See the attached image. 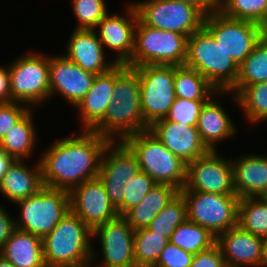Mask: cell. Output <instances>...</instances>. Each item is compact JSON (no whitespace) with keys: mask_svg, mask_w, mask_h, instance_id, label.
I'll list each match as a JSON object with an SVG mask.
<instances>
[{"mask_svg":"<svg viewBox=\"0 0 267 267\" xmlns=\"http://www.w3.org/2000/svg\"><path fill=\"white\" fill-rule=\"evenodd\" d=\"M139 171L131 149L123 141H110L102 155L98 178L116 209L123 203L129 183Z\"/></svg>","mask_w":267,"mask_h":267,"instance_id":"obj_14","label":"cell"},{"mask_svg":"<svg viewBox=\"0 0 267 267\" xmlns=\"http://www.w3.org/2000/svg\"><path fill=\"white\" fill-rule=\"evenodd\" d=\"M203 27L238 65L267 33L255 22L227 17L219 10L205 16Z\"/></svg>","mask_w":267,"mask_h":267,"instance_id":"obj_10","label":"cell"},{"mask_svg":"<svg viewBox=\"0 0 267 267\" xmlns=\"http://www.w3.org/2000/svg\"><path fill=\"white\" fill-rule=\"evenodd\" d=\"M264 238L236 225L216 237L227 267H262Z\"/></svg>","mask_w":267,"mask_h":267,"instance_id":"obj_19","label":"cell"},{"mask_svg":"<svg viewBox=\"0 0 267 267\" xmlns=\"http://www.w3.org/2000/svg\"><path fill=\"white\" fill-rule=\"evenodd\" d=\"M9 72L12 102H20L32 108L31 106L49 100L48 55L26 53L10 64Z\"/></svg>","mask_w":267,"mask_h":267,"instance_id":"obj_9","label":"cell"},{"mask_svg":"<svg viewBox=\"0 0 267 267\" xmlns=\"http://www.w3.org/2000/svg\"><path fill=\"white\" fill-rule=\"evenodd\" d=\"M263 202L267 203V189L259 197Z\"/></svg>","mask_w":267,"mask_h":267,"instance_id":"obj_49","label":"cell"},{"mask_svg":"<svg viewBox=\"0 0 267 267\" xmlns=\"http://www.w3.org/2000/svg\"><path fill=\"white\" fill-rule=\"evenodd\" d=\"M207 101L208 100H188L176 97L164 119L183 125L197 126L201 109Z\"/></svg>","mask_w":267,"mask_h":267,"instance_id":"obj_39","label":"cell"},{"mask_svg":"<svg viewBox=\"0 0 267 267\" xmlns=\"http://www.w3.org/2000/svg\"><path fill=\"white\" fill-rule=\"evenodd\" d=\"M149 130L185 163L194 161L210 151L202 142L196 126L161 119L151 125Z\"/></svg>","mask_w":267,"mask_h":267,"instance_id":"obj_20","label":"cell"},{"mask_svg":"<svg viewBox=\"0 0 267 267\" xmlns=\"http://www.w3.org/2000/svg\"><path fill=\"white\" fill-rule=\"evenodd\" d=\"M72 10L78 25L75 29L94 30L108 14L105 0H72Z\"/></svg>","mask_w":267,"mask_h":267,"instance_id":"obj_37","label":"cell"},{"mask_svg":"<svg viewBox=\"0 0 267 267\" xmlns=\"http://www.w3.org/2000/svg\"><path fill=\"white\" fill-rule=\"evenodd\" d=\"M149 128L142 115L139 74L132 67L117 64L113 101L108 105L104 119L92 131L110 141H123Z\"/></svg>","mask_w":267,"mask_h":267,"instance_id":"obj_2","label":"cell"},{"mask_svg":"<svg viewBox=\"0 0 267 267\" xmlns=\"http://www.w3.org/2000/svg\"><path fill=\"white\" fill-rule=\"evenodd\" d=\"M238 226L248 233L267 238V203L260 198H240Z\"/></svg>","mask_w":267,"mask_h":267,"instance_id":"obj_34","label":"cell"},{"mask_svg":"<svg viewBox=\"0 0 267 267\" xmlns=\"http://www.w3.org/2000/svg\"><path fill=\"white\" fill-rule=\"evenodd\" d=\"M210 150L187 163L186 183L180 191H201L220 195H236L232 159Z\"/></svg>","mask_w":267,"mask_h":267,"instance_id":"obj_13","label":"cell"},{"mask_svg":"<svg viewBox=\"0 0 267 267\" xmlns=\"http://www.w3.org/2000/svg\"><path fill=\"white\" fill-rule=\"evenodd\" d=\"M29 106L20 102L0 104V141L29 110Z\"/></svg>","mask_w":267,"mask_h":267,"instance_id":"obj_40","label":"cell"},{"mask_svg":"<svg viewBox=\"0 0 267 267\" xmlns=\"http://www.w3.org/2000/svg\"><path fill=\"white\" fill-rule=\"evenodd\" d=\"M175 96L188 100H209L213 95L224 96L227 91H218L197 70L185 65L174 66Z\"/></svg>","mask_w":267,"mask_h":267,"instance_id":"obj_28","label":"cell"},{"mask_svg":"<svg viewBox=\"0 0 267 267\" xmlns=\"http://www.w3.org/2000/svg\"><path fill=\"white\" fill-rule=\"evenodd\" d=\"M131 4V5H130ZM125 16L119 13L107 14L94 28L102 46L116 52L115 63L127 64L134 50L135 29L138 15L130 2Z\"/></svg>","mask_w":267,"mask_h":267,"instance_id":"obj_17","label":"cell"},{"mask_svg":"<svg viewBox=\"0 0 267 267\" xmlns=\"http://www.w3.org/2000/svg\"><path fill=\"white\" fill-rule=\"evenodd\" d=\"M262 267H267V238H264V243H263Z\"/></svg>","mask_w":267,"mask_h":267,"instance_id":"obj_47","label":"cell"},{"mask_svg":"<svg viewBox=\"0 0 267 267\" xmlns=\"http://www.w3.org/2000/svg\"><path fill=\"white\" fill-rule=\"evenodd\" d=\"M28 168L24 160H15L0 183V193L11 202L28 198L37 193L43 186L40 161Z\"/></svg>","mask_w":267,"mask_h":267,"instance_id":"obj_24","label":"cell"},{"mask_svg":"<svg viewBox=\"0 0 267 267\" xmlns=\"http://www.w3.org/2000/svg\"><path fill=\"white\" fill-rule=\"evenodd\" d=\"M219 11L227 17L255 22L267 30V0H220Z\"/></svg>","mask_w":267,"mask_h":267,"instance_id":"obj_36","label":"cell"},{"mask_svg":"<svg viewBox=\"0 0 267 267\" xmlns=\"http://www.w3.org/2000/svg\"><path fill=\"white\" fill-rule=\"evenodd\" d=\"M16 159L0 148V183L11 164Z\"/></svg>","mask_w":267,"mask_h":267,"instance_id":"obj_46","label":"cell"},{"mask_svg":"<svg viewBox=\"0 0 267 267\" xmlns=\"http://www.w3.org/2000/svg\"><path fill=\"white\" fill-rule=\"evenodd\" d=\"M170 240L147 227L134 230V258L136 267L154 266Z\"/></svg>","mask_w":267,"mask_h":267,"instance_id":"obj_33","label":"cell"},{"mask_svg":"<svg viewBox=\"0 0 267 267\" xmlns=\"http://www.w3.org/2000/svg\"><path fill=\"white\" fill-rule=\"evenodd\" d=\"M94 237L99 238L103 256L98 267H136L134 229L122 216L96 227Z\"/></svg>","mask_w":267,"mask_h":267,"instance_id":"obj_16","label":"cell"},{"mask_svg":"<svg viewBox=\"0 0 267 267\" xmlns=\"http://www.w3.org/2000/svg\"><path fill=\"white\" fill-rule=\"evenodd\" d=\"M157 185L147 173L139 171L128 186V193L123 198V203L117 208L119 216H123L129 209L138 205L148 192Z\"/></svg>","mask_w":267,"mask_h":267,"instance_id":"obj_38","label":"cell"},{"mask_svg":"<svg viewBox=\"0 0 267 267\" xmlns=\"http://www.w3.org/2000/svg\"><path fill=\"white\" fill-rule=\"evenodd\" d=\"M187 204L188 220L205 227L214 236L238 225L237 195L180 191Z\"/></svg>","mask_w":267,"mask_h":267,"instance_id":"obj_12","label":"cell"},{"mask_svg":"<svg viewBox=\"0 0 267 267\" xmlns=\"http://www.w3.org/2000/svg\"><path fill=\"white\" fill-rule=\"evenodd\" d=\"M188 219L187 204L179 192L165 208L152 220L148 229L170 240L172 233Z\"/></svg>","mask_w":267,"mask_h":267,"instance_id":"obj_35","label":"cell"},{"mask_svg":"<svg viewBox=\"0 0 267 267\" xmlns=\"http://www.w3.org/2000/svg\"><path fill=\"white\" fill-rule=\"evenodd\" d=\"M6 68V69H5ZM12 102L9 66L0 67V104Z\"/></svg>","mask_w":267,"mask_h":267,"instance_id":"obj_44","label":"cell"},{"mask_svg":"<svg viewBox=\"0 0 267 267\" xmlns=\"http://www.w3.org/2000/svg\"><path fill=\"white\" fill-rule=\"evenodd\" d=\"M0 255L15 267H46L42 238L17 228L0 249Z\"/></svg>","mask_w":267,"mask_h":267,"instance_id":"obj_26","label":"cell"},{"mask_svg":"<svg viewBox=\"0 0 267 267\" xmlns=\"http://www.w3.org/2000/svg\"><path fill=\"white\" fill-rule=\"evenodd\" d=\"M134 69L139 74L142 115L150 127L167 116L175 101L174 65H142Z\"/></svg>","mask_w":267,"mask_h":267,"instance_id":"obj_11","label":"cell"},{"mask_svg":"<svg viewBox=\"0 0 267 267\" xmlns=\"http://www.w3.org/2000/svg\"><path fill=\"white\" fill-rule=\"evenodd\" d=\"M234 186L239 198H259L267 189V154L250 153L232 160Z\"/></svg>","mask_w":267,"mask_h":267,"instance_id":"obj_23","label":"cell"},{"mask_svg":"<svg viewBox=\"0 0 267 267\" xmlns=\"http://www.w3.org/2000/svg\"><path fill=\"white\" fill-rule=\"evenodd\" d=\"M15 204L21 210L19 218L15 219V228L42 239L70 211L69 192L45 185L37 193Z\"/></svg>","mask_w":267,"mask_h":267,"instance_id":"obj_7","label":"cell"},{"mask_svg":"<svg viewBox=\"0 0 267 267\" xmlns=\"http://www.w3.org/2000/svg\"><path fill=\"white\" fill-rule=\"evenodd\" d=\"M32 112L29 110L0 141V148L16 160L30 157L35 150L37 133Z\"/></svg>","mask_w":267,"mask_h":267,"instance_id":"obj_29","label":"cell"},{"mask_svg":"<svg viewBox=\"0 0 267 267\" xmlns=\"http://www.w3.org/2000/svg\"><path fill=\"white\" fill-rule=\"evenodd\" d=\"M109 142V139L88 130L75 137L55 138V143L45 148L39 160L43 184L70 192L84 181L97 178Z\"/></svg>","mask_w":267,"mask_h":267,"instance_id":"obj_1","label":"cell"},{"mask_svg":"<svg viewBox=\"0 0 267 267\" xmlns=\"http://www.w3.org/2000/svg\"><path fill=\"white\" fill-rule=\"evenodd\" d=\"M123 142L135 154L140 171L158 184L182 190L186 183L187 163L174 155L149 129L126 137Z\"/></svg>","mask_w":267,"mask_h":267,"instance_id":"obj_5","label":"cell"},{"mask_svg":"<svg viewBox=\"0 0 267 267\" xmlns=\"http://www.w3.org/2000/svg\"><path fill=\"white\" fill-rule=\"evenodd\" d=\"M170 242L195 255L215 245L216 236L205 227L187 219L172 233Z\"/></svg>","mask_w":267,"mask_h":267,"instance_id":"obj_31","label":"cell"},{"mask_svg":"<svg viewBox=\"0 0 267 267\" xmlns=\"http://www.w3.org/2000/svg\"><path fill=\"white\" fill-rule=\"evenodd\" d=\"M179 192L172 185L157 183L138 205L129 209L122 217L134 230L146 228Z\"/></svg>","mask_w":267,"mask_h":267,"instance_id":"obj_27","label":"cell"},{"mask_svg":"<svg viewBox=\"0 0 267 267\" xmlns=\"http://www.w3.org/2000/svg\"><path fill=\"white\" fill-rule=\"evenodd\" d=\"M192 4L199 8L205 15L219 10L220 0H172Z\"/></svg>","mask_w":267,"mask_h":267,"instance_id":"obj_45","label":"cell"},{"mask_svg":"<svg viewBox=\"0 0 267 267\" xmlns=\"http://www.w3.org/2000/svg\"><path fill=\"white\" fill-rule=\"evenodd\" d=\"M50 56V97L57 93L61 97L63 96L72 106L76 107L92 87L96 75L83 70L65 55Z\"/></svg>","mask_w":267,"mask_h":267,"instance_id":"obj_18","label":"cell"},{"mask_svg":"<svg viewBox=\"0 0 267 267\" xmlns=\"http://www.w3.org/2000/svg\"><path fill=\"white\" fill-rule=\"evenodd\" d=\"M138 19L145 25L185 35L187 38L203 27L205 14L192 4L172 0L132 2Z\"/></svg>","mask_w":267,"mask_h":267,"instance_id":"obj_8","label":"cell"},{"mask_svg":"<svg viewBox=\"0 0 267 267\" xmlns=\"http://www.w3.org/2000/svg\"><path fill=\"white\" fill-rule=\"evenodd\" d=\"M64 54L83 70L95 75L110 71L117 63H108L106 53L95 30L74 29Z\"/></svg>","mask_w":267,"mask_h":267,"instance_id":"obj_21","label":"cell"},{"mask_svg":"<svg viewBox=\"0 0 267 267\" xmlns=\"http://www.w3.org/2000/svg\"><path fill=\"white\" fill-rule=\"evenodd\" d=\"M115 67L95 76L92 87L77 104L82 131H92L103 119L110 102L113 101Z\"/></svg>","mask_w":267,"mask_h":267,"instance_id":"obj_22","label":"cell"},{"mask_svg":"<svg viewBox=\"0 0 267 267\" xmlns=\"http://www.w3.org/2000/svg\"><path fill=\"white\" fill-rule=\"evenodd\" d=\"M92 238L93 231L69 211L42 239L46 267H91L96 256Z\"/></svg>","mask_w":267,"mask_h":267,"instance_id":"obj_3","label":"cell"},{"mask_svg":"<svg viewBox=\"0 0 267 267\" xmlns=\"http://www.w3.org/2000/svg\"><path fill=\"white\" fill-rule=\"evenodd\" d=\"M70 211L77 215L92 231L101 224L119 217L110 202L106 189L97 177L84 181L69 192Z\"/></svg>","mask_w":267,"mask_h":267,"instance_id":"obj_15","label":"cell"},{"mask_svg":"<svg viewBox=\"0 0 267 267\" xmlns=\"http://www.w3.org/2000/svg\"><path fill=\"white\" fill-rule=\"evenodd\" d=\"M214 98L217 97L213 95L203 105L196 127L206 147L216 151V143L232 138L236 134L237 126H234L235 123L227 115L225 108Z\"/></svg>","mask_w":267,"mask_h":267,"instance_id":"obj_25","label":"cell"},{"mask_svg":"<svg viewBox=\"0 0 267 267\" xmlns=\"http://www.w3.org/2000/svg\"><path fill=\"white\" fill-rule=\"evenodd\" d=\"M264 82H267V33L239 65L237 81L227 93L236 96L247 85Z\"/></svg>","mask_w":267,"mask_h":267,"instance_id":"obj_30","label":"cell"},{"mask_svg":"<svg viewBox=\"0 0 267 267\" xmlns=\"http://www.w3.org/2000/svg\"><path fill=\"white\" fill-rule=\"evenodd\" d=\"M233 97L251 125L267 120V82L247 85Z\"/></svg>","mask_w":267,"mask_h":267,"instance_id":"obj_32","label":"cell"},{"mask_svg":"<svg viewBox=\"0 0 267 267\" xmlns=\"http://www.w3.org/2000/svg\"><path fill=\"white\" fill-rule=\"evenodd\" d=\"M4 209V207L0 206V249L15 229V218L13 219L12 216L8 214V211L6 212Z\"/></svg>","mask_w":267,"mask_h":267,"instance_id":"obj_43","label":"cell"},{"mask_svg":"<svg viewBox=\"0 0 267 267\" xmlns=\"http://www.w3.org/2000/svg\"><path fill=\"white\" fill-rule=\"evenodd\" d=\"M187 37L180 33L149 27L139 19L135 29L134 50L128 67L142 65H184Z\"/></svg>","mask_w":267,"mask_h":267,"instance_id":"obj_6","label":"cell"},{"mask_svg":"<svg viewBox=\"0 0 267 267\" xmlns=\"http://www.w3.org/2000/svg\"><path fill=\"white\" fill-rule=\"evenodd\" d=\"M0 267H15V266L0 255Z\"/></svg>","mask_w":267,"mask_h":267,"instance_id":"obj_48","label":"cell"},{"mask_svg":"<svg viewBox=\"0 0 267 267\" xmlns=\"http://www.w3.org/2000/svg\"><path fill=\"white\" fill-rule=\"evenodd\" d=\"M184 65L197 70L218 91H229L239 75V65L204 27L187 38Z\"/></svg>","mask_w":267,"mask_h":267,"instance_id":"obj_4","label":"cell"},{"mask_svg":"<svg viewBox=\"0 0 267 267\" xmlns=\"http://www.w3.org/2000/svg\"><path fill=\"white\" fill-rule=\"evenodd\" d=\"M190 267H227L217 244L194 255Z\"/></svg>","mask_w":267,"mask_h":267,"instance_id":"obj_42","label":"cell"},{"mask_svg":"<svg viewBox=\"0 0 267 267\" xmlns=\"http://www.w3.org/2000/svg\"><path fill=\"white\" fill-rule=\"evenodd\" d=\"M193 257L194 254L169 242L161 252L154 267H190Z\"/></svg>","mask_w":267,"mask_h":267,"instance_id":"obj_41","label":"cell"}]
</instances>
